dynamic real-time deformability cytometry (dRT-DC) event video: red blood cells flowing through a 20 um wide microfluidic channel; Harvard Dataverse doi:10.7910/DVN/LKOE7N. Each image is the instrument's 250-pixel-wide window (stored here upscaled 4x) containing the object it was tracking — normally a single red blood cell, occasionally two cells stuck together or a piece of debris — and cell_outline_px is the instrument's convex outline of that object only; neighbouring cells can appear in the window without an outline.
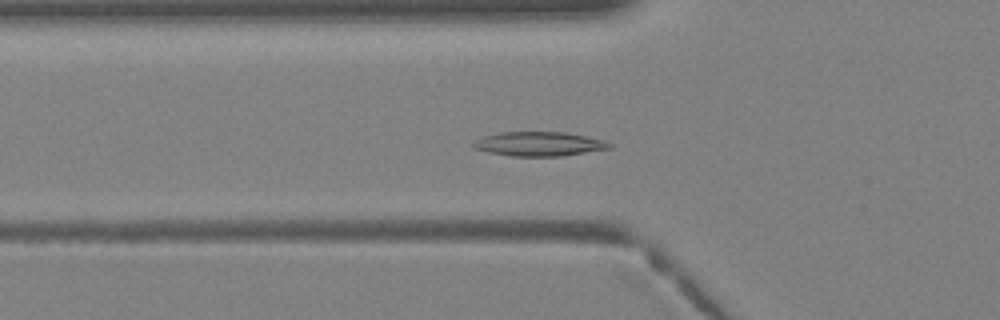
{"species": "Egyptian fruit bat (a non-hibernating species)", "species_latin": "Rousettus aegyptiacus", "temperature_condition": "warm", "stored_images_in_passage": 40, "camera_frame_rate_fps": 3000, "um_per_image_px": 0.085, "animal": {"sex": "female"}, "frame": {"image": 1, "passage_image": 14, "time_ms": 4.333, "image_size_px": [1000, 320], "cell_outline_px": [[612, 148], [560, 156], [512, 156], [488, 152], [476, 148], [472, 144], [476, 140], [484, 136], [500, 132], [564, 132], [604, 140], [612, 144]], "centroid_in_image_um": [45.83, 12.23], "position_along_channel_um": 80.0, "area_um2": 19.02}}
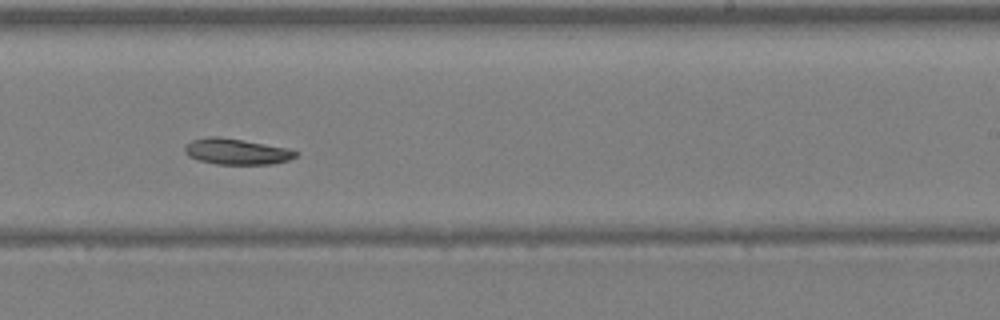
{"frame": {"image": 2, "passage_image": 25, "time_ms": 8.0, "image_size_px": [1000, 320], "cell_outline_px": [[300, 152], [296, 156], [288, 160], [272, 164], [216, 164], [200, 160], [188, 156], [184, 152], [184, 148], [192, 140], [208, 136], [220, 136], [288, 148]], "centroid_in_image_um": [20.11, 12.88], "position_along_channel_um": 268.9, "area_um2": 16.7}}
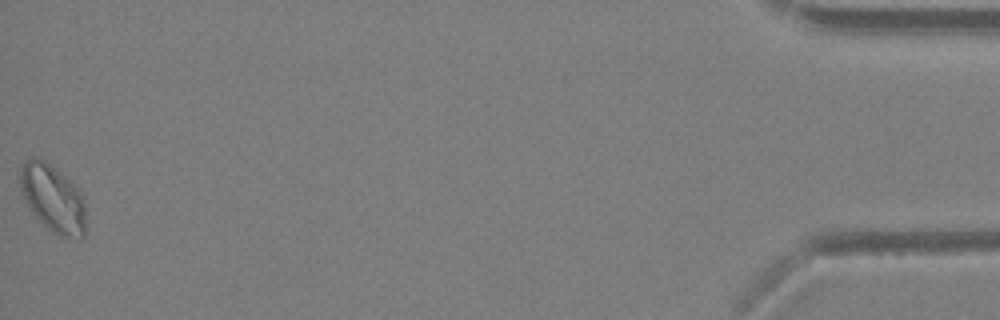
{"frame": {"image": 3, "passage_image": 40, "time_ms": 13.0, "image_size_px": [1000, 320], "cell_outline_px": [[84, 236], [80, 240], [60, 236], [52, 232], [32, 212], [20, 188], [20, 168], [24, 160], [32, 156], [36, 156], [52, 164], [80, 192], [84, 204]], "centroid_in_image_um": [4.47, 16.84], "position_along_channel_um": 430.7, "area_um2": 25.61}}